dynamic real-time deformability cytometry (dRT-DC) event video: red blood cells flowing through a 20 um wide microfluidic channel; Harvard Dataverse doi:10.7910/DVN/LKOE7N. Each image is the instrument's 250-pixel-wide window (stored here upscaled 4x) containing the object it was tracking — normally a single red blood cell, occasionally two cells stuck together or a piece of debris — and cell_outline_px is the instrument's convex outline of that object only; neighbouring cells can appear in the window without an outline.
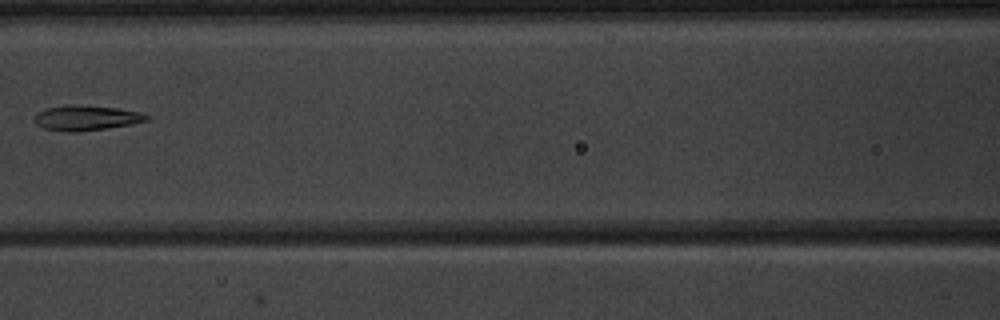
{"species": "common noctule bat (a hibernating species)", "species_latin": "Nyctalus noctula", "temperature_condition": "warm", "stored_images_in_passage": 5, "camera_frame_rate_fps": 3000, "um_per_image_px": 0.085, "animal": {"sex": "male", "body_mass_g": 20.1, "forearm_length_mm": 53.5}, "frame": {"image": 1, "passage_image": 5, "time_ms": 4.667, "image_size_px": [1000, 320], "cell_outline_px": [[148, 120], [132, 124], [80, 132], [68, 132], [40, 128], [32, 120], [36, 112], [48, 108], [68, 104], [76, 104], [116, 108], [140, 112], [148, 116]], "centroid_in_image_um": [7.25, 10.02], "position_along_channel_um": 159.4, "area_um2": 16.59}}